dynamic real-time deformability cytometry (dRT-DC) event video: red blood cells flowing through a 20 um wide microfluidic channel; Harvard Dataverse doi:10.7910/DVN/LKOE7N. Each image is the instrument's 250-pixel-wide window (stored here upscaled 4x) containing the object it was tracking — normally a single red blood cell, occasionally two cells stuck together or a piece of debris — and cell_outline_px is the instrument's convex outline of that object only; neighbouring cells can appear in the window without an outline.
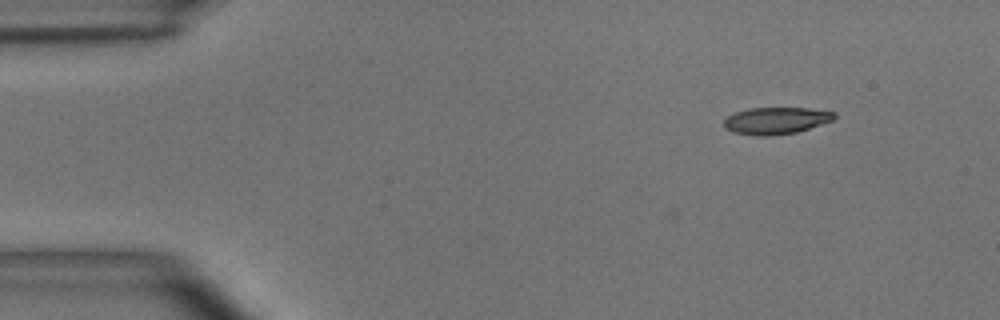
{"species": "common noctule bat (a hibernating species)", "species_latin": "Nyctalus noctula", "temperature_condition": "room temperature", "stored_images_in_passage": 3, "camera_frame_rate_fps": 3000, "um_per_image_px": 0.085, "animal": {"sex": "male", "body_mass_g": 15.6}, "frame": {"image": 1, "passage_image": 3, "time_ms": 0.667, "image_size_px": [1000, 320], "cell_outline_px": [[836, 116], [832, 120], [796, 132], [768, 136], [756, 136], [732, 132], [724, 128], [724, 120], [728, 116], [736, 112], [748, 108], [808, 108], [836, 112]], "centroid_in_image_um": [65.92, 10.25], "position_along_channel_um": 19.1, "area_um2": 17.22}}